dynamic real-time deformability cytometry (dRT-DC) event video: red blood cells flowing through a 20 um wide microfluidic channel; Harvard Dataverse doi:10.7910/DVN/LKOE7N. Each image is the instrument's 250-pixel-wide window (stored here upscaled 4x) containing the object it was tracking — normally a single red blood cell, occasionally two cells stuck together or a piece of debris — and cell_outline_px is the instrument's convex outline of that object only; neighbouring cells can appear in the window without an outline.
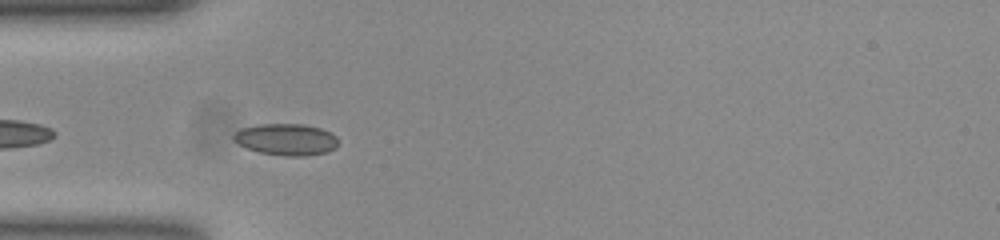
{"species": "common noctule bat (a hibernating species)", "species_latin": "Nyctalus noctula", "temperature_condition": "room temperature", "stored_images_in_passage": 6, "camera_frame_rate_fps": 3000, "um_per_image_px": 0.085, "animal": {"sex": "female", "body_mass_g": 23.0, "forearm_length_mm": 53.4}, "frame": {"image": 1, "passage_image": 4, "time_ms": 1.0, "image_size_px": [1000, 240], "cell_outline_px": [[336, 148], [328, 152], [304, 156], [284, 156], [260, 152], [248, 148], [232, 140], [232, 136], [240, 128], [260, 124], [304, 124], [320, 128], [336, 136]], "centroid_in_image_um": [24.31, 11.85], "position_along_channel_um": 60.7, "area_um2": 19.19}}